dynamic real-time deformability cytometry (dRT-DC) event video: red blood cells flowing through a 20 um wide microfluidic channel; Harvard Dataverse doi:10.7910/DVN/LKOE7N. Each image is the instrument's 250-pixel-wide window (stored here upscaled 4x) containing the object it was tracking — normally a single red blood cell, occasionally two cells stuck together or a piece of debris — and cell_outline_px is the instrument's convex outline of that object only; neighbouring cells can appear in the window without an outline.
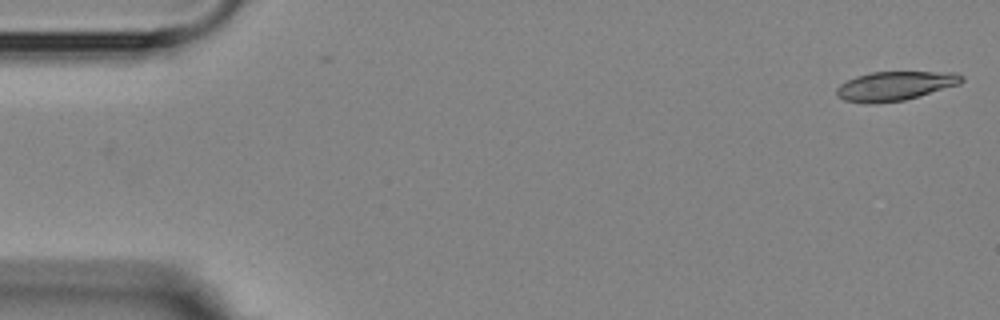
{"species": "Egyptian fruit bat (a non-hibernating species)", "species_latin": "Rousettus aegyptiacus", "temperature_condition": "room temperature", "stored_images_in_passage": 4, "camera_frame_rate_fps": 3000, "um_per_image_px": 0.085, "animal": {"sex": "female"}, "frame": {"image": 1, "passage_image": 1, "time_ms": 0.0, "image_size_px": [1000, 320], "cell_outline_px": [[964, 80], [960, 84], [904, 100], [872, 104], [844, 100], [836, 96], [836, 88], [840, 84], [856, 76], [872, 72], [956, 72], [964, 76]], "centroid_in_image_um": [76.08, 7.3], "position_along_channel_um": 8.9, "area_um2": 21.21}}